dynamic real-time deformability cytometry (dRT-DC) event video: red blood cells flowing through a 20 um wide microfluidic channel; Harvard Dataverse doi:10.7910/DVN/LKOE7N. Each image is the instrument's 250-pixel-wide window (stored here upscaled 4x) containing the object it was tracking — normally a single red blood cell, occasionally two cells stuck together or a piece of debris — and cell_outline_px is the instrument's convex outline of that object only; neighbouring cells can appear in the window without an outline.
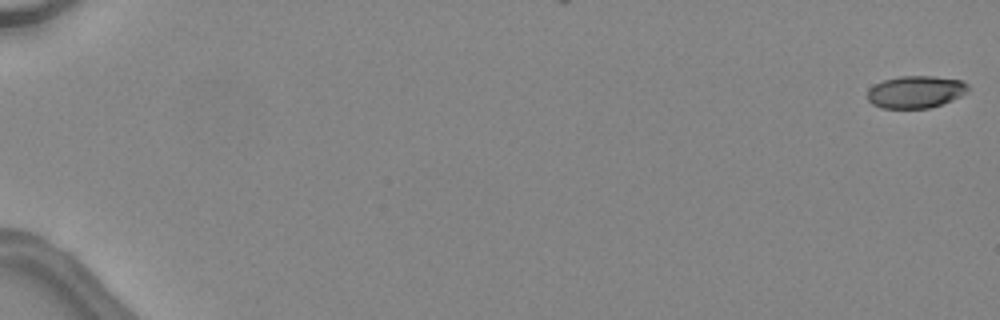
{"species": "common noctule bat (a hibernating species)", "species_latin": "Nyctalus noctula", "temperature_condition": "warm", "stored_images_in_passage": 9, "camera_frame_rate_fps": 3000, "um_per_image_px": 0.085, "animal": {"sex": "female", "body_mass_g": 24.6, "forearm_length_mm": 56.2}, "frame": {"image": 1, "passage_image": 1, "time_ms": 0.0, "image_size_px": [1000, 320], "cell_outline_px": [[968, 92], [952, 100], [928, 108], [880, 108], [872, 104], [868, 100], [868, 88], [884, 80], [900, 76], [932, 76], [964, 80], [968, 84]], "centroid_in_image_um": [77.84, 7.8], "position_along_channel_um": 7.2, "area_um2": 18.96}}